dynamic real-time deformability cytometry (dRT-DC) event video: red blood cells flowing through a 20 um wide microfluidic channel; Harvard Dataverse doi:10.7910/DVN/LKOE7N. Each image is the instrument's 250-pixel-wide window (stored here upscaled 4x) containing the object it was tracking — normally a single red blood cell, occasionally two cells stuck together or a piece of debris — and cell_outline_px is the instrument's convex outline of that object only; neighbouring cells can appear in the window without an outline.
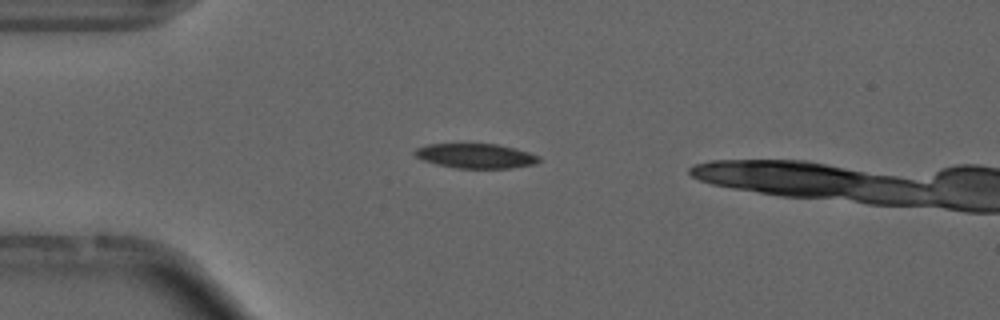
{"species": "common noctule bat (a hibernating species)", "species_latin": "Nyctalus noctula", "temperature_condition": "cold", "stored_images_in_passage": 5, "camera_frame_rate_fps": 3000, "um_per_image_px": 0.085, "animal": {"sex": "male", "forearm_length_mm": 52.5}, "frame": {"image": 1, "passage_image": 2, "time_ms": 0.333, "image_size_px": [1000, 320], "cell_outline_px": [[540, 160], [536, 164], [512, 168], [456, 168], [436, 164], [424, 160], [416, 156], [412, 152], [416, 148], [428, 144], [500, 144], [516, 148], [540, 156]], "centroid_in_image_um": [40.46, 13.25], "position_along_channel_um": 44.5, "area_um2": 17.92}}